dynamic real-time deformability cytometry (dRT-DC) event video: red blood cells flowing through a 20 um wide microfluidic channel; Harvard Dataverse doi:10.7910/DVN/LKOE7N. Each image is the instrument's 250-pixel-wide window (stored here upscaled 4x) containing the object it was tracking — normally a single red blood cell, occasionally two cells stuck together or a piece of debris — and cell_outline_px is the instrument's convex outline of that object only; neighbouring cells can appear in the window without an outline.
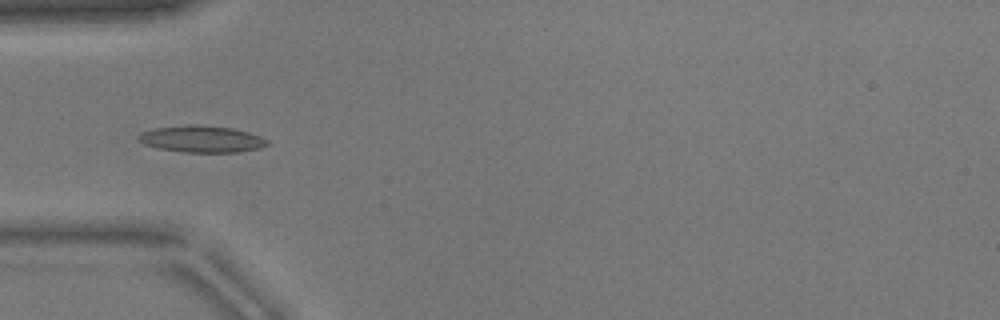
{"species": "common noctule bat (a hibernating species)", "species_latin": "Nyctalus noctula", "temperature_condition": "warm", "stored_images_in_passage": 52, "camera_frame_rate_fps": 3000, "um_per_image_px": 0.085, "animal": {"sex": "male", "body_mass_g": 17.9}, "frame": {"image": 1, "passage_image": 16, "time_ms": 5.0, "image_size_px": [1000, 320], "cell_outline_px": [[272, 144], [260, 148], [236, 152], [184, 152], [160, 148], [144, 144], [136, 140], [136, 136], [140, 132], [156, 128], [188, 124], [196, 124], [232, 128], [248, 132], [260, 136], [268, 140]], "centroid_in_image_um": [17.14, 11.81], "position_along_channel_um": 67.9, "area_um2": 20.17}}
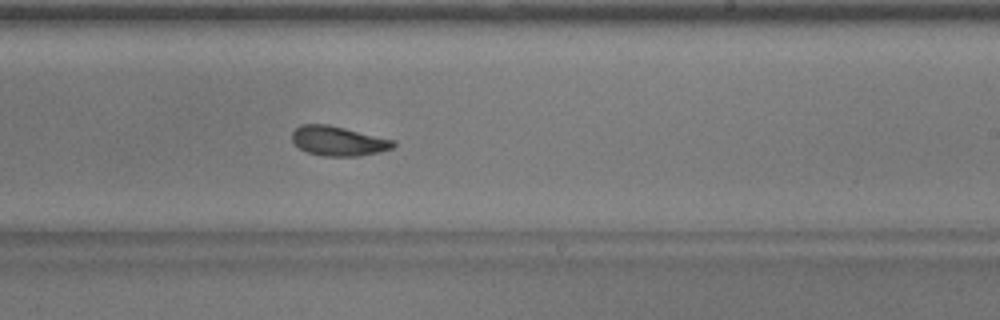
{"frame": {"image": 2, "passage_image": 31, "time_ms": 10.0, "image_size_px": [1000, 320], "cell_outline_px": [[396, 144], [392, 148], [380, 152], [360, 156], [324, 156], [308, 152], [300, 148], [292, 140], [292, 132], [300, 124], [328, 124], [392, 140]], "centroid_in_image_um": [28.73, 11.99], "position_along_channel_um": 260.3, "area_um2": 17.22}}
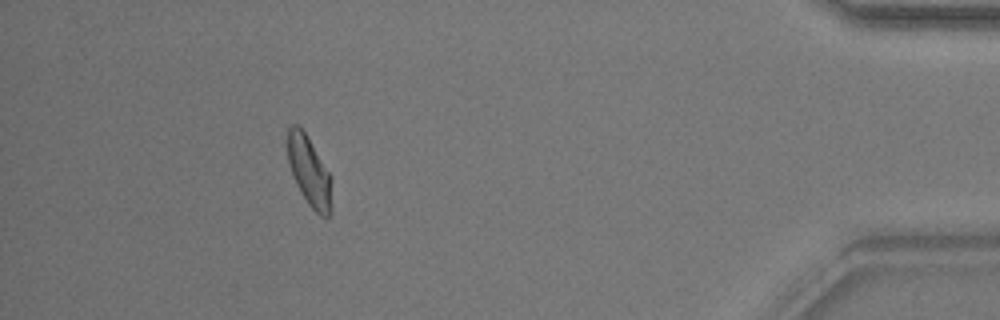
{"frame": {"image": 3, "passage_image": 47, "time_ms": 15.333, "image_size_px": [1000, 320], "cell_outline_px": [[332, 212], [328, 216], [320, 216], [308, 204], [300, 192], [292, 176], [288, 164], [284, 144], [288, 128], [292, 124], [296, 124], [304, 132], [332, 176]], "centroid_in_image_um": [26.26, 14.56], "position_along_channel_um": 408.9, "area_um2": 18.61}, "authors_computed_cell_mechanics": {"area_um2": 18.1203, "velocity_mm_per_s": 3.8335, "shape_relaxation_time_tau1_ms": 4.3433, "shape_relaxation_time_tau2_ms": 2.7249, "deformation_change_tau1": 0.1299, "deformation_change_tau2": 0.0876}}